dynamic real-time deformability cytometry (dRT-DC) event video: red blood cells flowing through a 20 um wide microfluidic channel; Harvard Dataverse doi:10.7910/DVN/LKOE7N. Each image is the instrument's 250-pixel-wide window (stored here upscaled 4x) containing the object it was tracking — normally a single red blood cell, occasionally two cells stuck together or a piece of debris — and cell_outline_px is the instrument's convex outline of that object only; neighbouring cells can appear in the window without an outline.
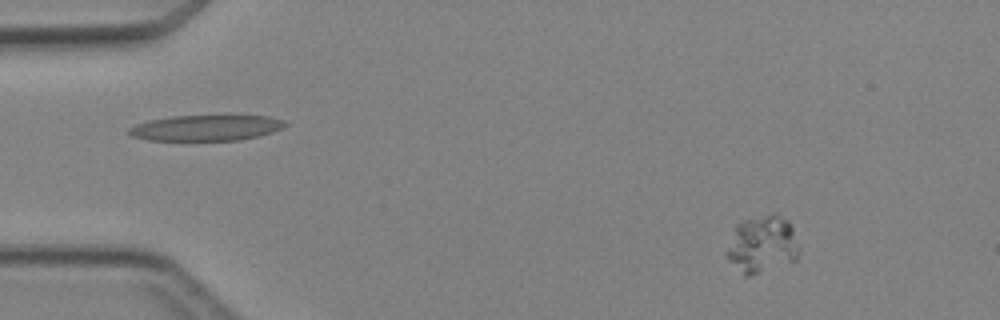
{"species": "Egyptian fruit bat (a non-hibernating species)", "species_latin": "Rousettus aegyptiacus", "temperature_condition": "cold", "stored_images_in_passage": 4, "camera_frame_rate_fps": 3000, "um_per_image_px": 0.085, "animal": {"sex": "female"}, "frame": {"image": 1, "passage_image": 1, "time_ms": 0.0, "image_size_px": [1000, 320], "cell_outline_px": [[800, 252], [796, 260], [748, 276], [744, 276], [724, 252], [736, 224], [744, 220], [776, 212], [788, 220], [792, 228]], "centroid_in_image_um": [64.79, 20.74], "position_along_channel_um": 20.2, "area_um2": 23.99}}
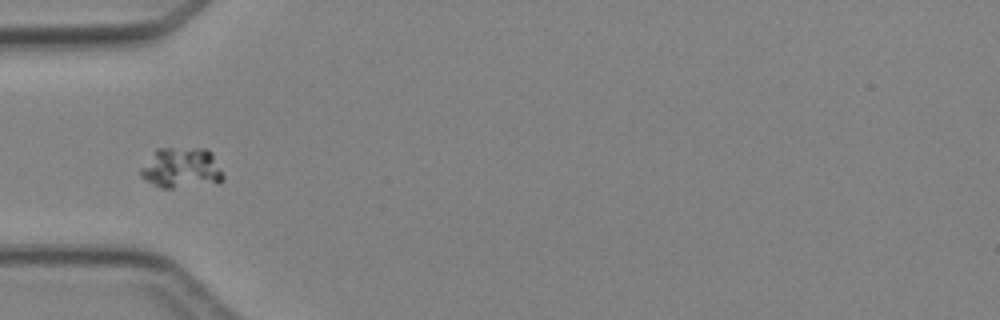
{"frame": {"image": 2, "passage_image": 3, "time_ms": 3.333, "image_size_px": [1000, 320], "cell_outline_px": [[224, 180], [216, 184], [172, 188], [160, 188], [144, 180], [140, 176], [140, 168], [156, 148], [208, 148], [212, 152], [224, 176]], "centroid_in_image_um": [15.43, 14.28], "position_along_channel_um": 69.6, "area_um2": 19.94}}
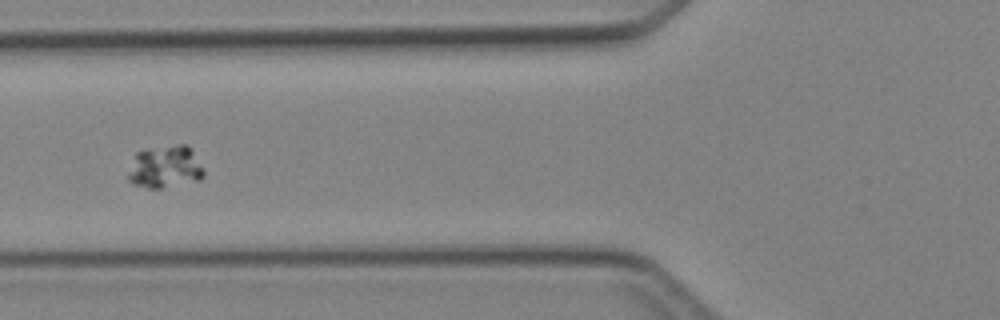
{"frame": {"image": 3, "passage_image": 4, "time_ms": 4.333, "image_size_px": [1000, 320], "cell_outline_px": [[204, 176], [200, 180], [160, 188], [148, 188], [132, 184], [128, 180], [128, 176], [136, 152], [148, 148], [176, 144], [188, 144], [192, 148], [204, 168]], "centroid_in_image_um": [14.08, 14.17], "position_along_channel_um": 111.7, "area_um2": 18.96}}